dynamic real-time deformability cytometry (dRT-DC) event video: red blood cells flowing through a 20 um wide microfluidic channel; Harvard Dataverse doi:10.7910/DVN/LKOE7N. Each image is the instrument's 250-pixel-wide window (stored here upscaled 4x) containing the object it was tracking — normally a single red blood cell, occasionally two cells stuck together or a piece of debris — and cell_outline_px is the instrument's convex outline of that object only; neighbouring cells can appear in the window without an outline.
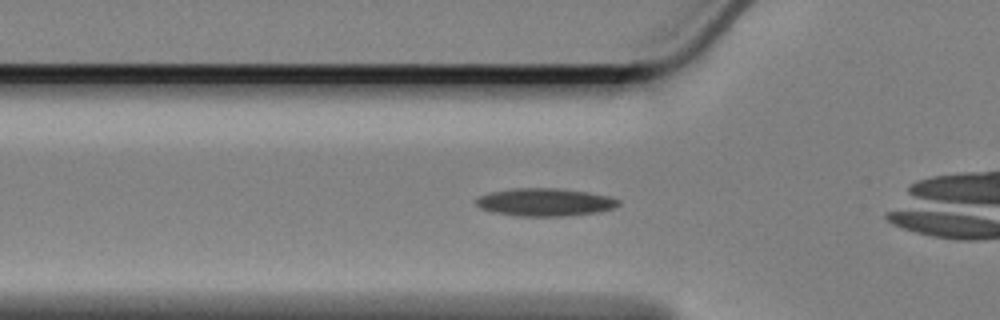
{"species": "Egyptian fruit bat (a non-hibernating species)", "species_latin": "Rousettus aegyptiacus", "temperature_condition": "cold", "stored_images_in_passage": 48, "camera_frame_rate_fps": 3000, "um_per_image_px": 0.085, "animal": {"sex": "female"}, "frame": {"image": 1, "passage_image": 7, "time_ms": 2.0, "image_size_px": [1000, 320], "cell_outline_px": [[620, 204], [616, 208], [596, 212], [568, 216], [512, 216], [492, 212], [480, 208], [476, 204], [476, 200], [480, 196], [492, 192], [512, 188], [556, 188], [588, 192], [608, 196], [620, 200]], "centroid_in_image_um": [46.33, 17.19], "position_along_channel_um": 79.5, "area_um2": 23.18}}
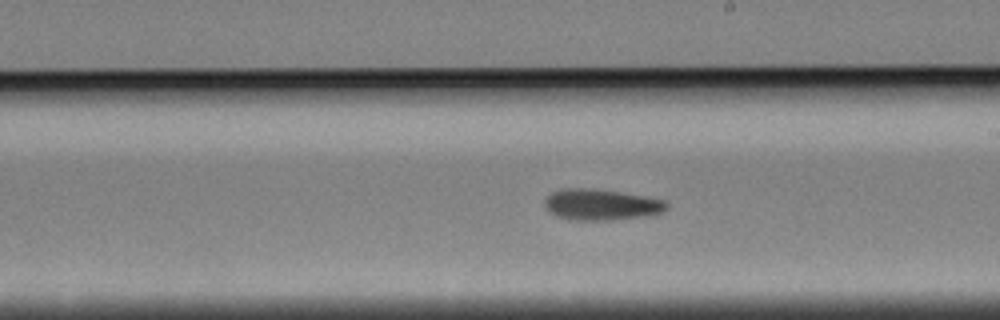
{"frame": {"image": 2, "passage_image": 21, "time_ms": 6.667, "image_size_px": [1000, 320], "cell_outline_px": [[668, 208], [656, 216], [612, 220], [568, 220], [556, 216], [548, 212], [544, 208], [544, 200], [552, 192], [560, 188], [588, 188], [620, 192], [668, 200]], "centroid_in_image_um": [51.13, 17.41], "position_along_channel_um": 237.9, "area_um2": 22.72}}
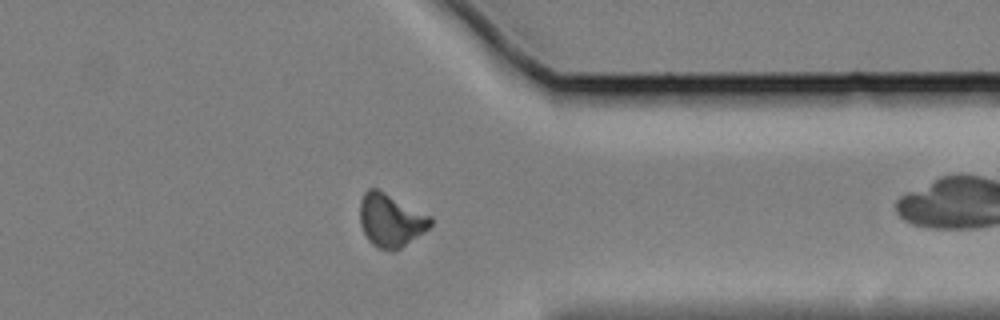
{"frame": {"image": 3, "passage_image": 34, "time_ms": 11.0, "image_size_px": [1000, 320], "cell_outline_px": [[432, 224], [424, 232], [400, 248], [392, 252], [380, 248], [372, 244], [368, 240], [360, 224], [360, 200], [364, 192], [368, 188], [376, 188], [432, 216]], "centroid_in_image_um": [33.2, 18.72], "position_along_channel_um": 378.2, "area_um2": 21.79}, "authors_computed_cell_mechanics": {"area_um2": 21.3571, "velocity_mm_per_s": 3.3789, "shape_relaxation_time_tau1_ms": 10.8919, "shape_relaxation_time_tau2_ms": null, "deformation_change_tau1": 0.1697, "deformation_change_tau2": null}}